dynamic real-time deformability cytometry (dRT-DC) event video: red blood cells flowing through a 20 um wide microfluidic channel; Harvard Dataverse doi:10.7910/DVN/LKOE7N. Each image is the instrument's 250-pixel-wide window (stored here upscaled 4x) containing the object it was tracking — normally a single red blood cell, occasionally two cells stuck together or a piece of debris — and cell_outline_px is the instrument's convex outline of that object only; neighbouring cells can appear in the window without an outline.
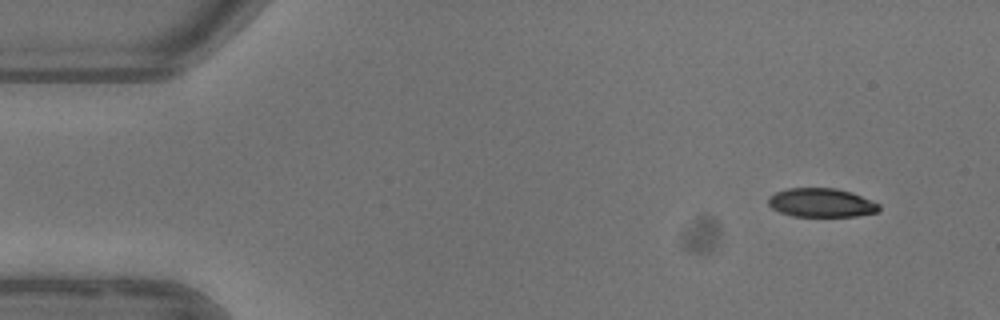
{"species": "common noctule bat (a hibernating species)", "species_latin": "Nyctalus noctula", "temperature_condition": "warm", "stored_images_in_passage": 4, "camera_frame_rate_fps": 3000, "um_per_image_px": 0.085, "animal": {"sex": "female"}, "frame": {"image": 1, "passage_image": 1, "time_ms": 0.0, "image_size_px": [1000, 320], "cell_outline_px": [[880, 208], [876, 212], [856, 216], [792, 216], [780, 212], [772, 208], [768, 204], [768, 200], [776, 192], [788, 188], [836, 188], [852, 192], [880, 204]], "centroid_in_image_um": [69.82, 17.23], "position_along_channel_um": 15.2, "area_um2": 18.5}}
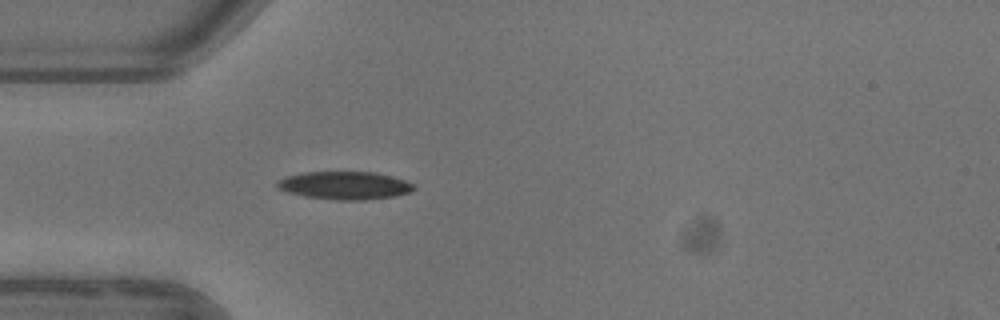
{"frame": {"image": 2, "passage_image": 4, "time_ms": 3.667, "image_size_px": [1000, 320], "cell_outline_px": [[416, 188], [408, 192], [396, 196], [364, 200], [336, 200], [304, 196], [288, 192], [276, 188], [276, 184], [280, 180], [288, 176], [304, 172], [376, 172], [404, 180], [412, 184]], "centroid_in_image_um": [29.3, 15.77], "position_along_channel_um": 55.7, "area_um2": 22.08}}